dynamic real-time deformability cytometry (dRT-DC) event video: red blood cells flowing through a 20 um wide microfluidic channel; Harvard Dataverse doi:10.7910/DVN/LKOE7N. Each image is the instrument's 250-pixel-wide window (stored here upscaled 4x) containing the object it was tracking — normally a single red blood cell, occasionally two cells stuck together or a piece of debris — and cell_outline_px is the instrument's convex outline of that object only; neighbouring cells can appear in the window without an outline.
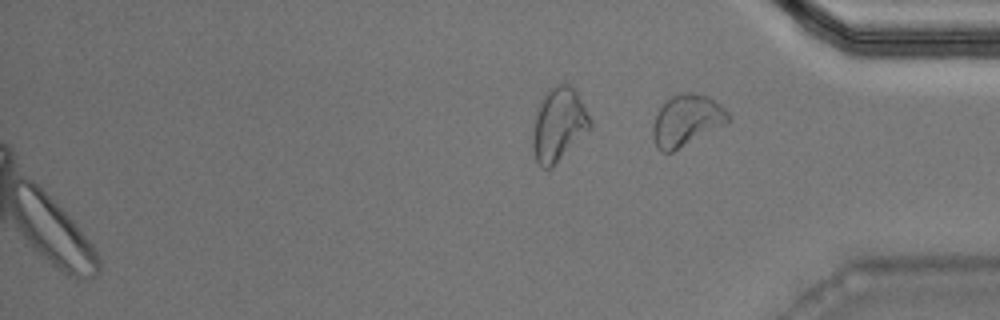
{"species": "Egyptian fruit bat (a non-hibernating species)", "species_latin": "Rousettus aegyptiacus", "temperature_condition": "warm", "stored_images_in_passage": 37, "camera_frame_rate_fps": 3000, "um_per_image_px": 0.085, "animal": {"sex": "male"}, "frame": {"image": 1, "passage_image": 37, "time_ms": 12.0, "image_size_px": [1000, 320], "cell_outline_px": [[728, 120], [724, 124], [672, 152], [660, 152], [656, 148], [652, 136], [652, 128], [656, 116], [664, 100], [680, 92], [692, 92], [708, 96], [720, 104], [728, 112]], "centroid_in_image_um": [58.31, 10.22], "position_along_channel_um": 376.9, "area_um2": 22.37}}